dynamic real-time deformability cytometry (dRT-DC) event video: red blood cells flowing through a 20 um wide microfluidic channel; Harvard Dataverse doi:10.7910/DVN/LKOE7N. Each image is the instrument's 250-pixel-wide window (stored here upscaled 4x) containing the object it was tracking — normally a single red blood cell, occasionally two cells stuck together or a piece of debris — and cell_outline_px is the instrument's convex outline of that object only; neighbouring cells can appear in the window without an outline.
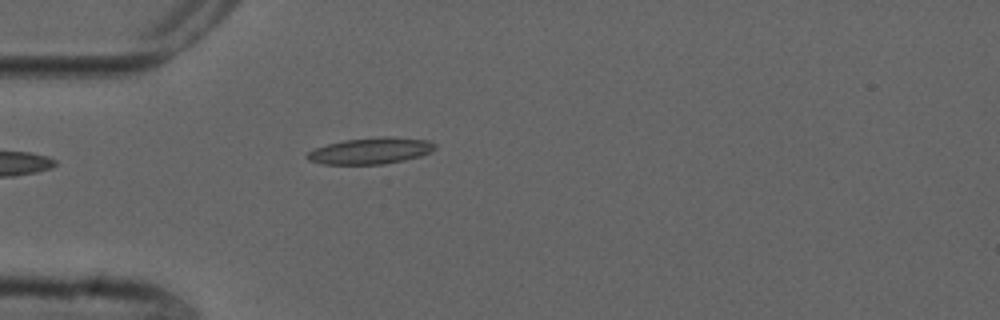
{"species": "common noctule bat (a hibernating species)", "species_latin": "Nyctalus noctula", "temperature_condition": "cold", "stored_images_in_passage": 2, "camera_frame_rate_fps": 3000, "um_per_image_px": 0.085, "animal": {"sex": "male", "forearm_length_mm": 52.5}, "frame": {"image": 1, "passage_image": 2, "time_ms": 2.0, "image_size_px": [1000, 320], "cell_outline_px": [[436, 148], [432, 152], [420, 156], [404, 160], [384, 164], [324, 164], [308, 160], [304, 156], [308, 152], [316, 148], [328, 144], [344, 140], [380, 136], [392, 136], [428, 140], [436, 144]], "centroid_in_image_um": [31.54, 12.81], "position_along_channel_um": 53.5, "area_um2": 19.77}}